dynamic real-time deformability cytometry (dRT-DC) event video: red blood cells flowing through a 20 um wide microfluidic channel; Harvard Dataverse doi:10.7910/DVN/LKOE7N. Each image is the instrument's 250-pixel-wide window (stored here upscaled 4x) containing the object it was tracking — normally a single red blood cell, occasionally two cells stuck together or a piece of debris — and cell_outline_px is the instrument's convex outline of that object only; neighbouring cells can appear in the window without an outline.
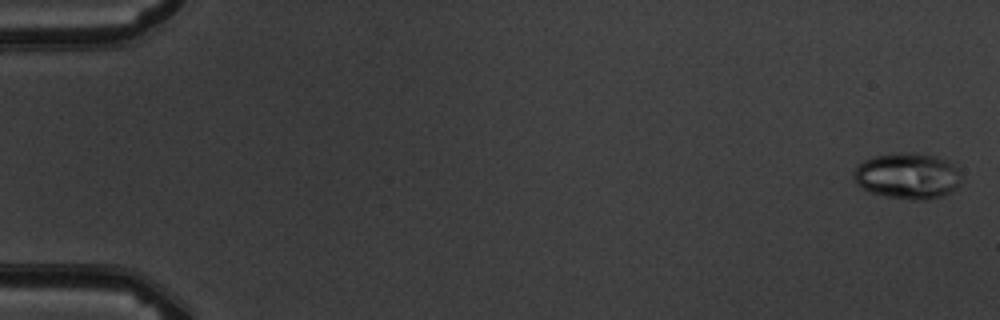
{"species": "common noctule bat (a hibernating species)", "species_latin": "Nyctalus noctula", "temperature_condition": "warm", "stored_images_in_passage": 4, "camera_frame_rate_fps": 3000, "um_per_image_px": 0.085, "animal": {"sex": "male", "body_mass_g": 19.5, "forearm_length_mm": 54.6}, "frame": {"image": 1, "passage_image": 1, "time_ms": 0.0, "image_size_px": [1000, 320], "cell_outline_px": [[960, 184], [952, 192], [944, 196], [928, 200], [916, 200], [884, 196], [872, 192], [856, 184], [852, 176], [852, 172], [864, 160], [872, 156], [900, 152], [912, 152], [936, 156], [948, 160], [960, 172]], "centroid_in_image_um": [77.15, 14.95], "position_along_channel_um": 7.8, "area_um2": 29.19}}